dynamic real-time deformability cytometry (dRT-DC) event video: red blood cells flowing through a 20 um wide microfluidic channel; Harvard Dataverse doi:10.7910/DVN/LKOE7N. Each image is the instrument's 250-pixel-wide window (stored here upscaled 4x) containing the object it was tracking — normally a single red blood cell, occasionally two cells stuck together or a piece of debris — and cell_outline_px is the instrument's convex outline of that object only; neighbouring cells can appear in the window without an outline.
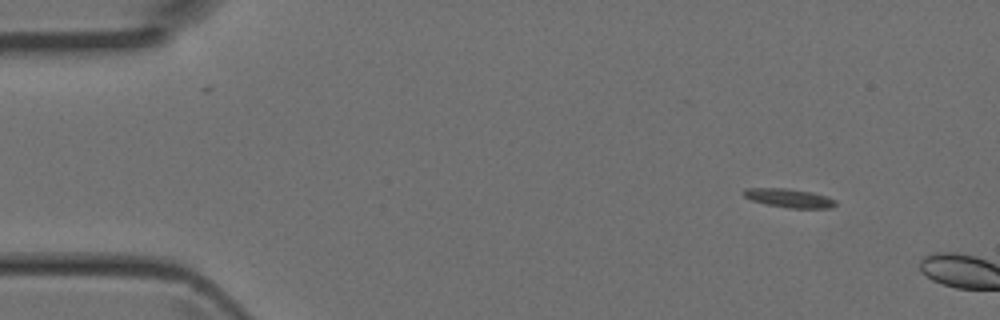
{"species": "Egyptian fruit bat (a non-hibernating species)", "species_latin": "Rousettus aegyptiacus", "temperature_condition": "room temperature", "stored_images_in_passage": 3, "camera_frame_rate_fps": 3000, "um_per_image_px": 0.085, "animal": {"sex": "female"}, "frame": {"image": 1, "passage_image": 2, "time_ms": 0.333, "image_size_px": [1000, 320], "cell_outline_px": [[836, 204], [832, 208], [788, 208], [768, 204], [752, 200], [744, 196], [740, 192], [744, 188], [788, 188], [812, 192], [828, 196], [836, 200]], "centroid_in_image_um": [67.08, 16.82], "position_along_channel_um": 17.9, "area_um2": 10.17}}